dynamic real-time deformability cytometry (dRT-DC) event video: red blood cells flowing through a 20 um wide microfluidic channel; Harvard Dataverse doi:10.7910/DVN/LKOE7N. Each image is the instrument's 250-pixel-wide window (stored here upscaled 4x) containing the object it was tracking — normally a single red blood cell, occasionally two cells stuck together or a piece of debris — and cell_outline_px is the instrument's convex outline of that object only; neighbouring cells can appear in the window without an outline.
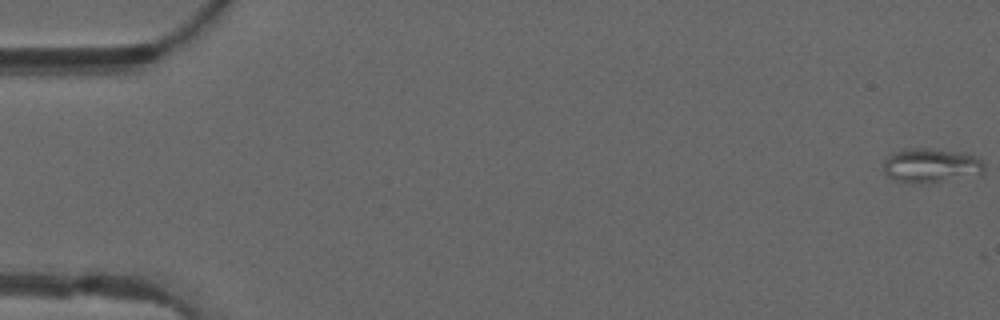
{"species": "common noctule bat (a hibernating species)", "species_latin": "Nyctalus noctula", "temperature_condition": "warm", "stored_images_in_passage": 11, "camera_frame_rate_fps": 3000, "um_per_image_px": 0.085, "animal": {"sex": "male", "forearm_length_mm": 52.5}, "frame": {"image": 1, "passage_image": 1, "time_ms": 0.0, "image_size_px": [1000, 320], "cell_outline_px": [[984, 172], [980, 176], [932, 184], [924, 184], [892, 180], [884, 172], [884, 160], [888, 156], [896, 152], [908, 148], [928, 148], [964, 152], [976, 156], [984, 164]], "centroid_in_image_um": [79.2, 14.1], "position_along_channel_um": 5.8, "area_um2": 20.87}}